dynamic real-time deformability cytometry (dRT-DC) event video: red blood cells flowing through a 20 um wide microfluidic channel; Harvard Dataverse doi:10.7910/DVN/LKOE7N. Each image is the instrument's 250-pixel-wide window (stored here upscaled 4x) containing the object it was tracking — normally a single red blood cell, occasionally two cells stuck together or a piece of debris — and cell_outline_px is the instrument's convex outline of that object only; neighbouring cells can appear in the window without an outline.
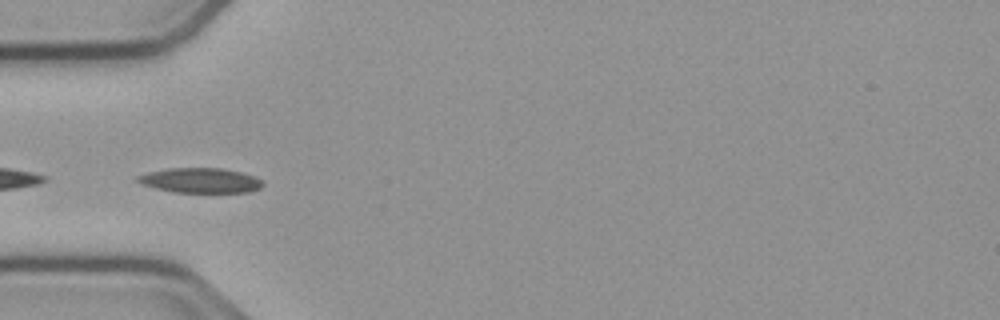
{"species": "common noctule bat (a hibernating species)", "species_latin": "Nyctalus noctula", "temperature_condition": "cold", "stored_images_in_passage": 26, "camera_frame_rate_fps": 3000, "um_per_image_px": 0.085, "animal": {"sex": "male", "body_mass_g": 23.1, "forearm_length_mm": 52.7}, "frame": {"image": 1, "passage_image": 17, "time_ms": 5.333, "image_size_px": [1000, 320], "cell_outline_px": [[264, 184], [260, 188], [248, 192], [172, 192], [156, 188], [144, 184], [136, 180], [136, 176], [148, 172], [168, 168], [220, 168], [240, 172], [252, 176], [260, 180]], "centroid_in_image_um": [17.01, 15.33], "position_along_channel_um": 68.0, "area_um2": 17.92}}
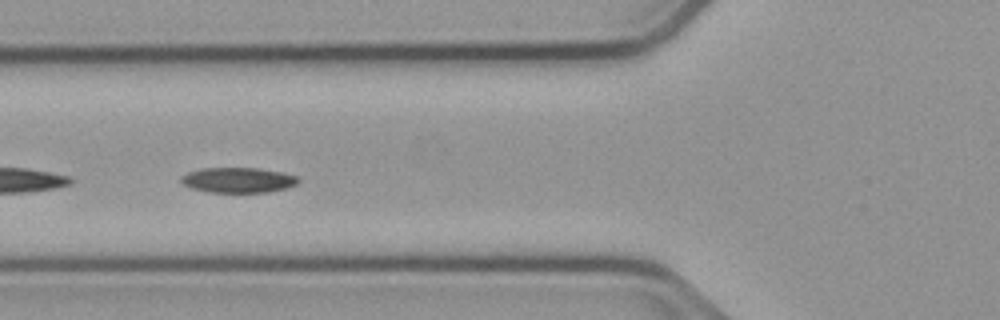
{"frame": {"image": 2, "passage_image": 20, "time_ms": 6.333, "image_size_px": [1000, 320], "cell_outline_px": [[300, 180], [296, 184], [288, 188], [268, 192], [208, 192], [192, 188], [184, 184], [180, 180], [180, 176], [188, 172], [200, 168], [256, 168], [280, 172], [296, 176]], "centroid_in_image_um": [20.22, 15.31], "position_along_channel_um": 105.6, "area_um2": 17.17}}
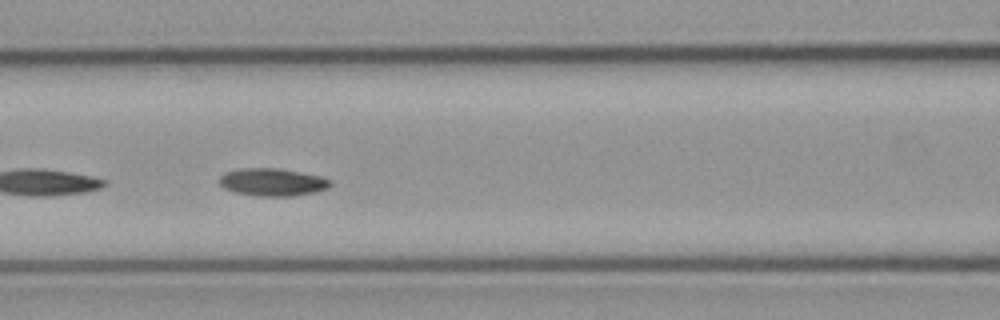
{"frame": {"image": 3, "passage_image": 23, "time_ms": 7.333, "image_size_px": [1000, 320], "cell_outline_px": [[332, 184], [328, 188], [316, 192], [296, 196], [256, 196], [236, 192], [224, 188], [220, 184], [220, 176], [224, 172], [244, 168], [276, 168], [300, 172], [320, 176], [332, 180]], "centroid_in_image_um": [23.19, 15.49], "position_along_channel_um": 143.4, "area_um2": 17.92}}